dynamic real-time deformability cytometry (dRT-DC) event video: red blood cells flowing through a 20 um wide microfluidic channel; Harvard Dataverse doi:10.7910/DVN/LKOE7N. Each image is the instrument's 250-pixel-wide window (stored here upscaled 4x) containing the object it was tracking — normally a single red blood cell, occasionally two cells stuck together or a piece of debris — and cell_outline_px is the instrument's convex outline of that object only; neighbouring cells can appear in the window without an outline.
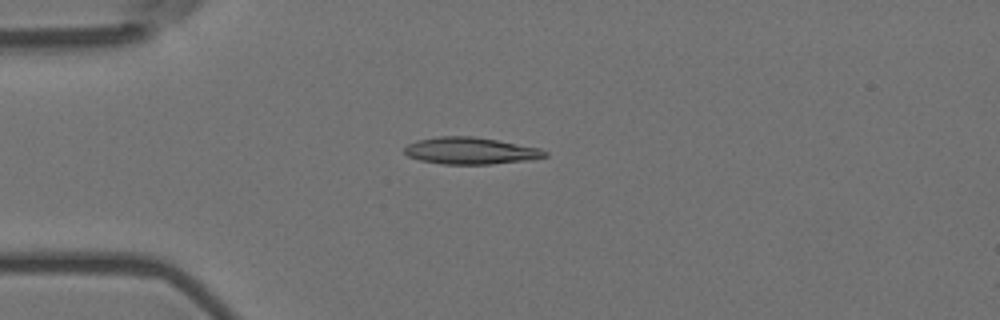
{"species": "Egyptian fruit bat (a non-hibernating species)", "species_latin": "Rousettus aegyptiacus", "temperature_condition": "room temperature", "stored_images_in_passage": 7, "camera_frame_rate_fps": 3000, "um_per_image_px": 0.085, "animal": {"sex": "female"}, "frame": {"image": 1, "passage_image": 5, "time_ms": 1.333, "image_size_px": [1000, 320], "cell_outline_px": [[548, 156], [532, 160], [492, 164], [444, 164], [420, 160], [408, 156], [404, 152], [404, 148], [408, 144], [416, 140], [440, 136], [472, 136], [496, 140], [540, 148], [548, 152]], "centroid_in_image_um": [40.02, 12.82], "position_along_channel_um": 45.0, "area_um2": 22.02}}
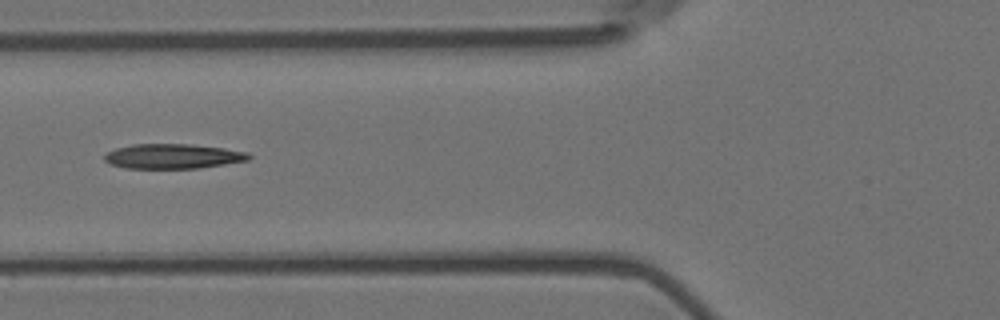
{"frame": {"image": 2, "passage_image": 7, "time_ms": 2.0, "image_size_px": [1000, 320], "cell_outline_px": [[252, 156], [248, 160], [200, 168], [124, 168], [108, 164], [104, 160], [104, 156], [108, 152], [116, 148], [132, 144], [192, 144], [224, 148], [248, 152]], "centroid_in_image_um": [14.68, 13.28], "position_along_channel_um": 111.1, "area_um2": 20.92}}